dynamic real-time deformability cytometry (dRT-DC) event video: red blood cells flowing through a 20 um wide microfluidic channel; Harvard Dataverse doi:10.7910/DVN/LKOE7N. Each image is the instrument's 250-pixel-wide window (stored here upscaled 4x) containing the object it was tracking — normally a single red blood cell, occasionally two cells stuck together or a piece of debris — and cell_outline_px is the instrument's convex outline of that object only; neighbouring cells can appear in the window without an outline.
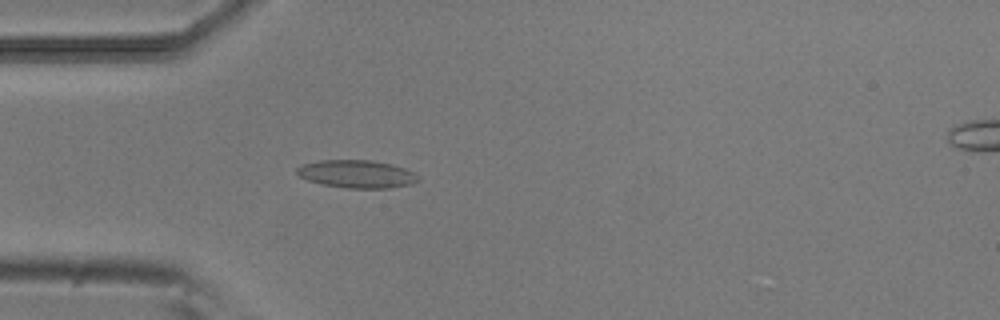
{"species": "common noctule bat (a hibernating species)", "species_latin": "Nyctalus noctula", "temperature_condition": "room temperature", "stored_images_in_passage": 52, "camera_frame_rate_fps": 3000, "um_per_image_px": 0.085, "animal": {"sex": "male", "body_mass_g": 20.5, "forearm_length_mm": 52.5}, "frame": {"image": 1, "passage_image": 15, "time_ms": 4.667, "image_size_px": [1000, 320], "cell_outline_px": [[420, 180], [412, 184], [388, 188], [348, 188], [320, 184], [308, 180], [300, 176], [296, 172], [296, 168], [304, 164], [320, 160], [372, 160], [392, 164], [404, 168], [420, 176]], "centroid_in_image_um": [30.35, 14.79], "position_along_channel_um": 54.7, "area_um2": 19.71}}
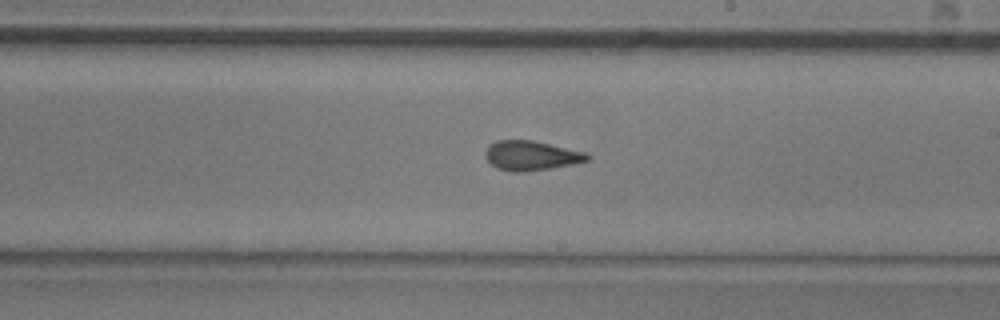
{"frame": {"image": 2, "passage_image": 30, "time_ms": 9.667, "image_size_px": [1000, 320], "cell_outline_px": [[592, 156], [588, 160], [572, 164], [552, 168], [524, 172], [512, 172], [496, 168], [484, 156], [484, 152], [496, 140], [532, 140], [584, 152]], "centroid_in_image_um": [45.14, 13.23], "position_along_channel_um": 243.9, "area_um2": 17.46}}
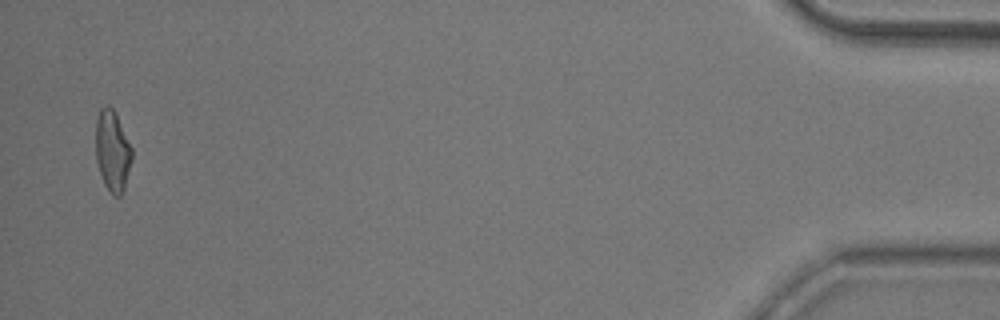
{"frame": {"image": 3, "passage_image": 51, "time_ms": 16.667, "image_size_px": [1000, 320], "cell_outline_px": [[132, 160], [124, 188], [120, 196], [112, 196], [104, 184], [96, 160], [96, 120], [100, 108], [104, 104], [108, 104], [116, 112], [132, 148]], "centroid_in_image_um": [9.56, 12.8], "position_along_channel_um": 425.6, "area_um2": 17.22}, "authors_computed_cell_mechanics": {"area_um2": 17.4556, "velocity_mm_per_s": 3.8697, "shape_relaxation_time_tau1_ms": 7.6629, "shape_relaxation_time_tau2_ms": 1.2899, "deformation_change_tau1": 0.1877, "deformation_change_tau2": 0.0784}}